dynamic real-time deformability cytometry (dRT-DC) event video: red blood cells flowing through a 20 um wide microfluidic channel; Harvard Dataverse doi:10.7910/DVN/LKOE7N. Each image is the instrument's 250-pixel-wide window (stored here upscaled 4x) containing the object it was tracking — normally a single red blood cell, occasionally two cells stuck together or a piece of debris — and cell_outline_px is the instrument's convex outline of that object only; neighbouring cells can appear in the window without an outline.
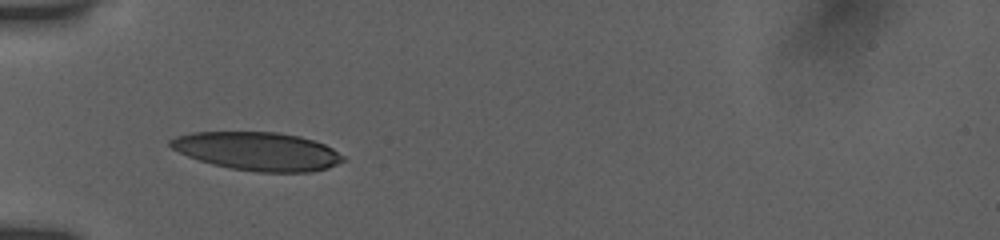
{"species": "human", "species_latin": "Homo sapiens", "temperature_condition": "room temperature", "stored_images_in_passage": 6, "camera_frame_rate_fps": 3000, "um_per_image_px": 0.085, "donor": {"sex": "female"}, "frame": {"image": 1, "passage_image": 5, "time_ms": 3.667, "image_size_px": [1000, 240], "cell_outline_px": [[348, 160], [328, 168], [312, 172], [256, 172], [232, 168], [212, 164], [188, 156], [172, 148], [168, 144], [168, 140], [176, 136], [192, 132], [276, 132], [300, 136], [324, 144], [332, 148], [344, 156]], "centroid_in_image_um": [21.92, 12.86], "position_along_channel_um": 63.1, "area_um2": 38.67}}